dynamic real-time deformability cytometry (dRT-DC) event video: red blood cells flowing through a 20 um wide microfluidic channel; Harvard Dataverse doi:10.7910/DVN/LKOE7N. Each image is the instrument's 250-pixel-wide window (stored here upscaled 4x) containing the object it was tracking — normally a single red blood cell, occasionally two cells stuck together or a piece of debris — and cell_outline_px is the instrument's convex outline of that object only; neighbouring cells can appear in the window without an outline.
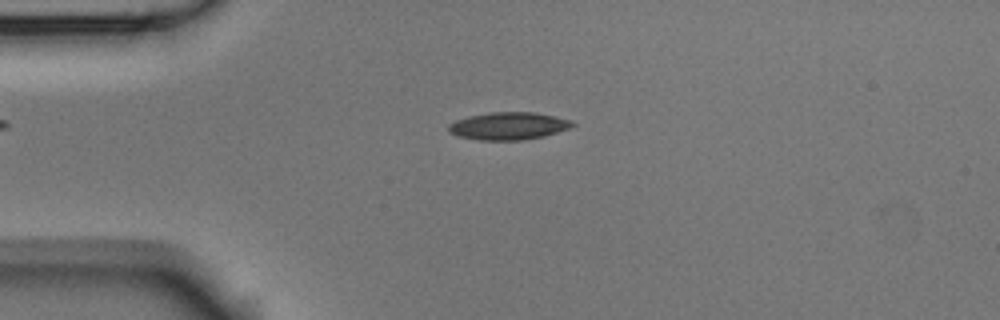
{"species": "Egyptian fruit bat (a non-hibernating species)", "species_latin": "Rousettus aegyptiacus", "temperature_condition": "room temperature", "stored_images_in_passage": 3, "camera_frame_rate_fps": 3000, "um_per_image_px": 0.085, "animal": {"sex": "male"}, "frame": {"image": 1, "passage_image": 2, "time_ms": 0.333, "image_size_px": [1000, 320], "cell_outline_px": [[576, 124], [568, 128], [544, 136], [524, 140], [480, 140], [460, 136], [448, 132], [448, 124], [456, 120], [468, 116], [492, 112], [536, 112], [572, 120]], "centroid_in_image_um": [43.22, 10.7], "position_along_channel_um": 41.8, "area_um2": 19.83}}